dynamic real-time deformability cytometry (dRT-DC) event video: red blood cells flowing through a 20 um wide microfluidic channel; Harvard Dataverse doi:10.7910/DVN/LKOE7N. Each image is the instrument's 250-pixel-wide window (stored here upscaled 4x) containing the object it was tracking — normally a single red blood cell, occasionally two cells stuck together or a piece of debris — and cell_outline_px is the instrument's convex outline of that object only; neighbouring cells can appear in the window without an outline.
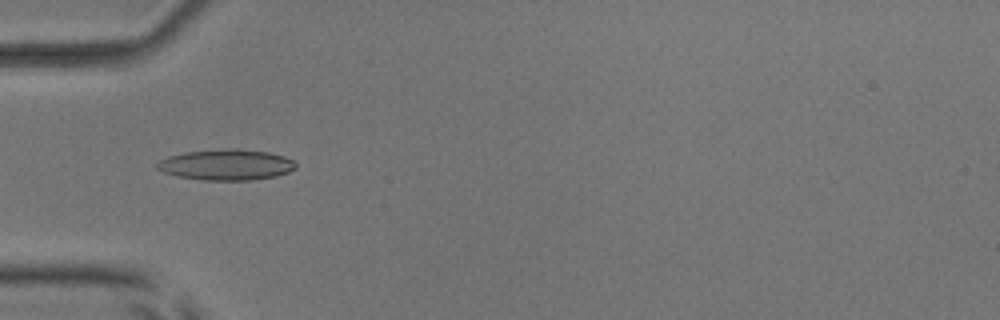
{"species": "common noctule bat (a hibernating species)", "species_latin": "Nyctalus noctula", "temperature_condition": "room temperature", "stored_images_in_passage": 53, "camera_frame_rate_fps": 3000, "um_per_image_px": 0.085, "animal": {"sex": "male", "body_mass_g": 17.9, "forearm_length_mm": 54.2}, "frame": {"image": 1, "passage_image": 18, "time_ms": 5.667, "image_size_px": [1000, 320], "cell_outline_px": [[296, 168], [288, 172], [276, 176], [252, 180], [204, 180], [176, 176], [164, 172], [156, 168], [156, 164], [160, 160], [168, 156], [184, 152], [224, 148], [236, 148], [268, 152], [284, 156], [292, 160], [296, 164]], "centroid_in_image_um": [19.22, 13.99], "position_along_channel_um": 65.8, "area_um2": 25.03}}
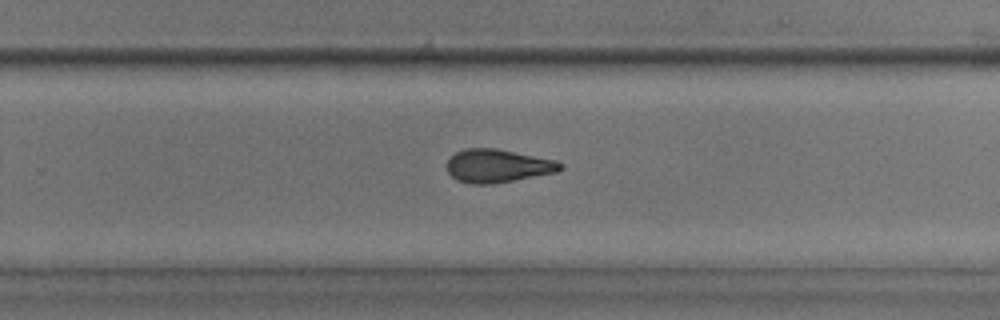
{"frame": {"image": 2, "passage_image": 35, "time_ms": 11.333, "image_size_px": [1000, 320], "cell_outline_px": [[564, 168], [556, 172], [492, 184], [472, 184], [456, 180], [448, 172], [448, 160], [456, 152], [464, 148], [496, 148], [556, 160], [564, 164]], "centroid_in_image_um": [42.32, 14.09], "position_along_channel_um": 287.5, "area_um2": 21.91}}
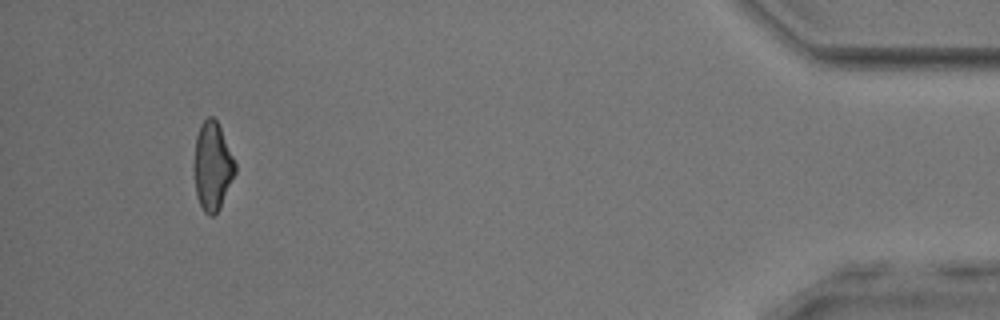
{"frame": {"image": 3, "passage_image": 50, "time_ms": 16.333, "image_size_px": [1000, 320], "cell_outline_px": [[236, 172], [220, 208], [212, 216], [208, 216], [204, 212], [196, 196], [192, 168], [196, 136], [200, 124], [208, 116], [212, 116], [216, 120], [220, 128], [236, 164]], "centroid_in_image_um": [18.02, 14.14], "position_along_channel_um": 417.2, "area_um2": 21.39}, "authors_computed_cell_mechanics": {"area_um2": 22.3108, "velocity_mm_per_s": 3.9458, "shape_relaxation_time_tau1_ms": 10.302, "shape_relaxation_time_tau2_ms": 3.72, "deformation_change_tau1": 0.2484, "deformation_change_tau2": 0.1261}}